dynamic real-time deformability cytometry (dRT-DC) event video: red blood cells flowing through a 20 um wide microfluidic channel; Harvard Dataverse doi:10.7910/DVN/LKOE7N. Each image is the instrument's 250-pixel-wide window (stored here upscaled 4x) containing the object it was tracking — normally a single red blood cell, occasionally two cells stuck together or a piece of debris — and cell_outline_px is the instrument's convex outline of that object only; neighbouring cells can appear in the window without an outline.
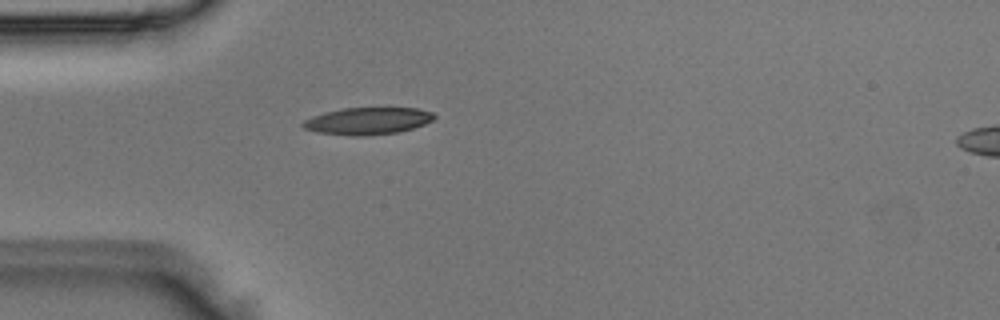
{"species": "Egyptian fruit bat (a non-hibernating species)", "species_latin": "Rousettus aegyptiacus", "temperature_condition": "room temperature", "stored_images_in_passage": 1, "camera_frame_rate_fps": 3000, "um_per_image_px": 0.085, "animal": {"sex": "male"}, "frame": {"image": 1, "passage_image": 1, "time_ms": 0.0, "image_size_px": [1000, 320], "cell_outline_px": [[436, 116], [432, 120], [424, 124], [400, 132], [364, 136], [352, 136], [316, 132], [304, 128], [300, 124], [304, 120], [312, 116], [324, 112], [344, 108], [416, 108], [432, 112]], "centroid_in_image_um": [31.23, 10.28], "position_along_channel_um": 53.8, "area_um2": 20.75}}